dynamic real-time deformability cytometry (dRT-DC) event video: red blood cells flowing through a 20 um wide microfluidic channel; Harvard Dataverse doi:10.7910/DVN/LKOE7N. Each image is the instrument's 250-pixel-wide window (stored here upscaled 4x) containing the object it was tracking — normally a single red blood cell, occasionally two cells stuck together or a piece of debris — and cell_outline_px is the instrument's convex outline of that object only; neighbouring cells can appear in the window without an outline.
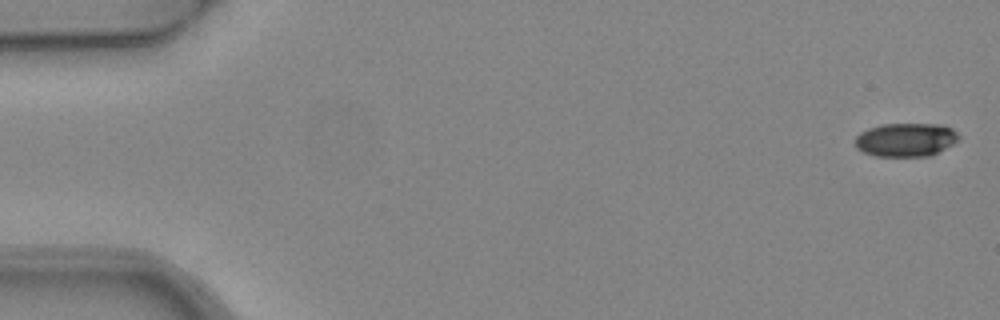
{"species": "common noctule bat (a hibernating species)", "species_latin": "Nyctalus noctula", "temperature_condition": "warm", "stored_images_in_passage": 5, "segment_of_instrument_passage": [1, 2], "camera_frame_rate_fps": 3000, "um_per_image_px": 0.085, "animal": {"sex": "female", "body_mass_g": 24.6, "forearm_length_mm": 56.2}, "frame": {"image": 1, "passage_image": 1, "time_ms": 0.0, "image_size_px": [1000, 320], "cell_outline_px": [[960, 140], [932, 156], [876, 156], [864, 152], [856, 148], [856, 136], [860, 132], [868, 128], [880, 124], [944, 124], [952, 128], [960, 136]], "centroid_in_image_um": [77.03, 11.87], "position_along_channel_um": 8.0, "area_um2": 20.52}}
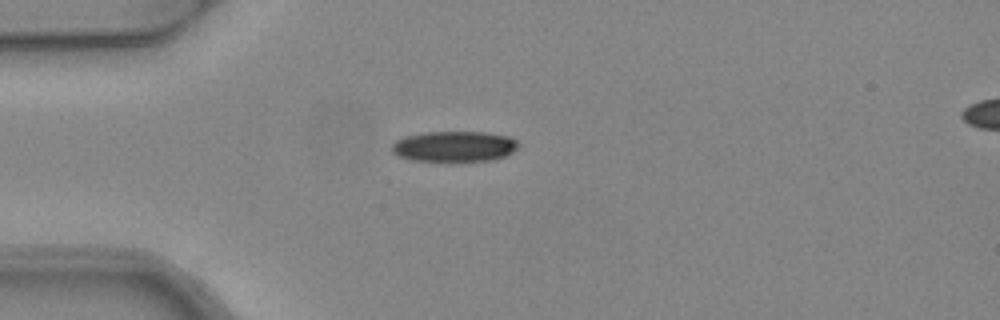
{"frame": {"image": 2, "passage_image": 4, "time_ms": 1.0, "image_size_px": [1000, 320], "cell_outline_px": [[520, 144], [512, 152], [504, 156], [492, 160], [412, 160], [396, 156], [392, 152], [392, 144], [396, 140], [404, 136], [424, 132], [484, 132], [508, 136], [516, 140]], "centroid_in_image_um": [38.58, 12.43], "position_along_channel_um": 46.4, "area_um2": 22.37}}